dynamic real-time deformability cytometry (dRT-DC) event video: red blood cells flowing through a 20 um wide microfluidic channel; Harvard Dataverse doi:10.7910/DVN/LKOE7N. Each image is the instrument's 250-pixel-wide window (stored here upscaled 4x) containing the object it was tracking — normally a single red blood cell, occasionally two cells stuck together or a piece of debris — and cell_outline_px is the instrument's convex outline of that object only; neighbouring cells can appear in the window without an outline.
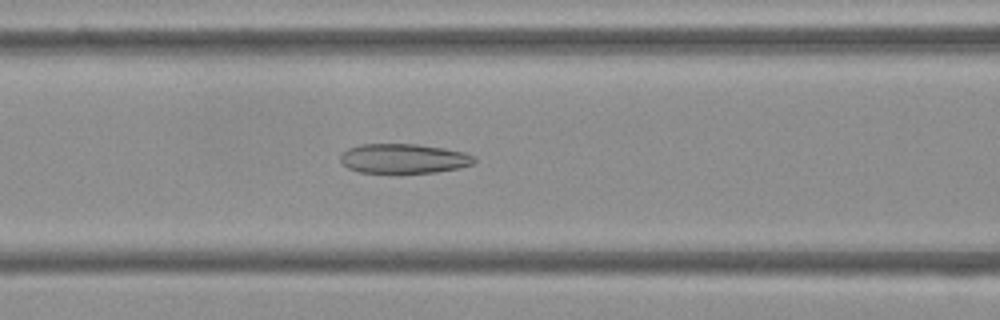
{"species": "Egyptian fruit bat (a non-hibernating species)", "species_latin": "Rousettus aegyptiacus", "temperature_condition": "cold", "stored_images_in_passage": 48, "camera_frame_rate_fps": 3000, "um_per_image_px": 0.085, "frame": {"image": 1, "passage_image": 17, "time_ms": 5.333, "image_size_px": [1000, 320], "cell_outline_px": [[476, 160], [472, 164], [456, 168], [436, 172], [360, 172], [348, 168], [340, 160], [340, 152], [348, 148], [360, 144], [416, 144], [444, 148], [464, 152], [476, 156]], "centroid_in_image_um": [34.29, 13.46], "position_along_channel_um": 132.3, "area_um2": 22.95}}
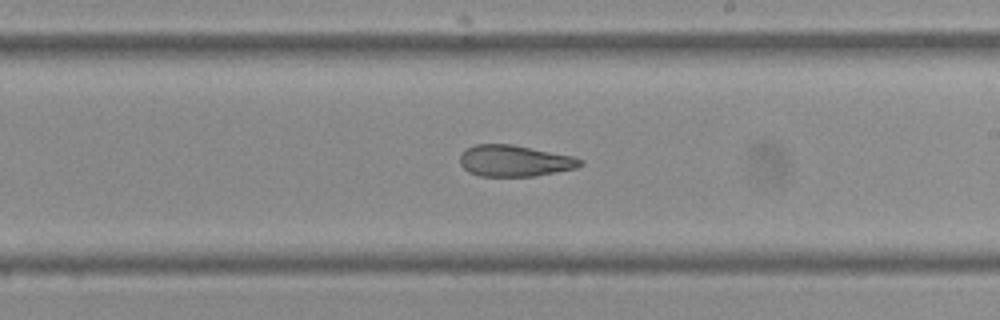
{"frame": {"image": 2, "passage_image": 26, "time_ms": 8.333, "image_size_px": [1000, 320], "cell_outline_px": [[584, 164], [576, 168], [536, 176], [480, 176], [468, 172], [460, 164], [460, 152], [464, 148], [476, 144], [512, 144], [572, 156], [584, 160]], "centroid_in_image_um": [43.71, 13.67], "position_along_channel_um": 245.3, "area_um2": 22.14}}
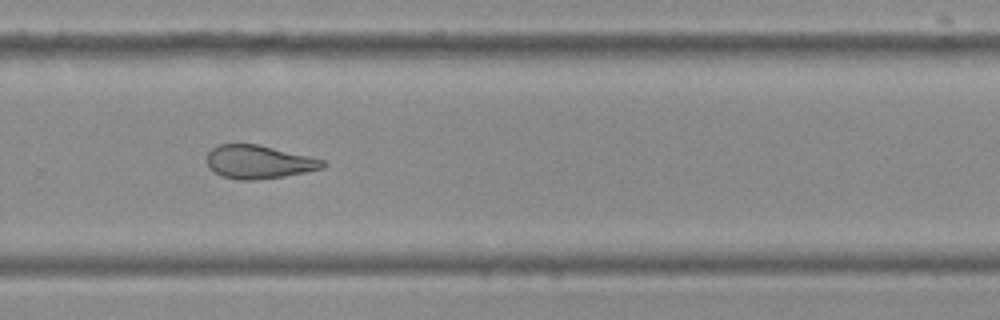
{"frame": {"image": 3, "passage_image": 31, "time_ms": 10.0, "image_size_px": [1000, 320], "cell_outline_px": [[328, 164], [324, 168], [284, 176], [252, 180], [240, 180], [220, 176], [208, 164], [208, 152], [212, 148], [220, 144], [256, 144], [308, 156], [324, 160]], "centroid_in_image_um": [22.01, 13.77], "position_along_channel_um": 307.8, "area_um2": 22.2}, "authors_computed_cell_mechanics": {"area_um2": 24.0737, "velocity_mm_per_s": 3.7696, "shape_relaxation_time_tau1_ms": null, "shape_relaxation_time_tau2_ms": 2.2891, "deformation_change_tau1": null, "deformation_change_tau2": 0.1048}}